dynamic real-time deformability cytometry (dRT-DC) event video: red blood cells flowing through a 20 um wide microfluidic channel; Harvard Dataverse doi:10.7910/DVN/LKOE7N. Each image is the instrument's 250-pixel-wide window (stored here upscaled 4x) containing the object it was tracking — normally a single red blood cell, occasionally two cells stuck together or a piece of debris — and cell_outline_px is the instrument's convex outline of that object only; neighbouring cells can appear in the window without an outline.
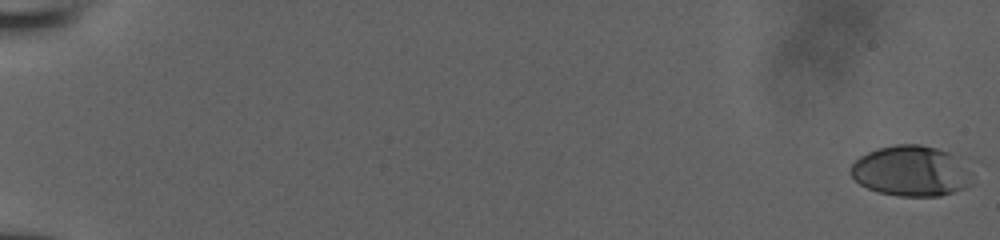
{"species": "human", "species_latin": "Homo sapiens", "temperature_condition": "room temperature", "stored_images_in_passage": 54, "camera_frame_rate_fps": 3000, "um_per_image_px": 0.085, "donor": {"sex": "male"}, "frame": {"image": 1, "passage_image": 1, "time_ms": 0.0, "image_size_px": [1000, 240], "cell_outline_px": [[980, 160], [972, 184], [964, 188], [940, 196], [900, 196], [880, 192], [868, 188], [860, 184], [852, 176], [852, 164], [860, 156], [876, 148], [896, 144], [920, 144], [936, 148]], "centroid_in_image_um": [77.71, 14.5], "position_along_channel_um": 7.3, "area_um2": 37.57}}
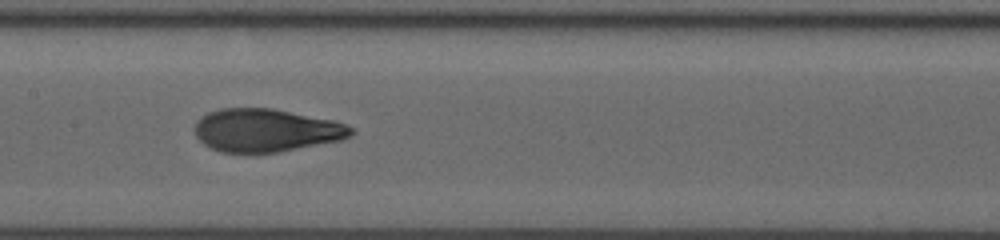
{"frame": {"image": 2, "passage_image": 30, "time_ms": 9.667, "image_size_px": [1000, 240], "cell_outline_px": [[356, 132], [344, 140], [276, 152], [220, 152], [204, 144], [196, 136], [192, 128], [196, 120], [200, 116], [208, 112], [220, 108], [272, 108], [336, 120], [348, 124], [356, 128]], "centroid_in_image_um": [22.65, 11.06], "position_along_channel_um": 184.8, "area_um2": 39.77}}
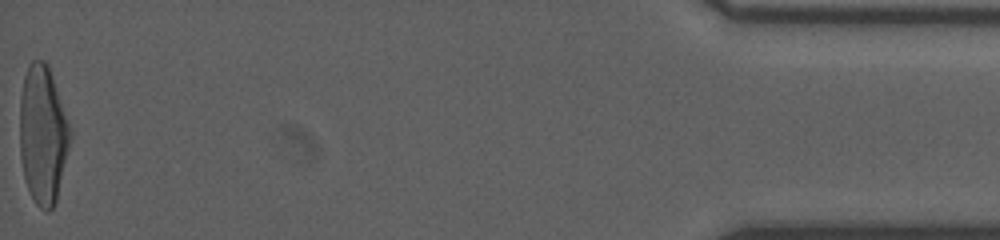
{"frame": {"image": 3, "passage_image": 54, "time_ms": 17.667, "image_size_px": [1000, 240], "cell_outline_px": [[72, 136], [56, 200], [52, 208], [48, 212], [44, 212], [36, 204], [28, 188], [24, 176], [20, 156], [20, 96], [24, 76], [28, 64], [32, 60], [44, 60], [48, 64], [72, 132]], "centroid_in_image_um": [3.64, 11.44], "position_along_channel_um": 431.6, "area_um2": 40.63}}